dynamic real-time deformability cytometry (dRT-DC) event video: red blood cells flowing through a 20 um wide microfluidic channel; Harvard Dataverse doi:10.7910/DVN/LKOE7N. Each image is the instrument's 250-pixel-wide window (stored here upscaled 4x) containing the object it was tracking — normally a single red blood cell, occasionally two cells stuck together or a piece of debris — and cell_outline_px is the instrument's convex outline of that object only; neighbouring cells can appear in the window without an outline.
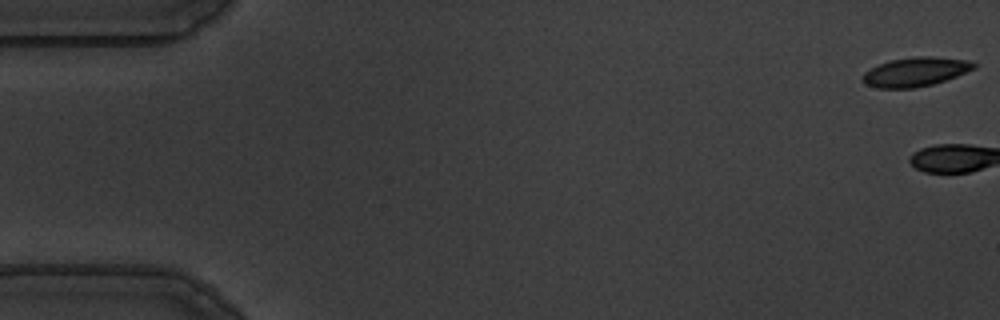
{"species": "common noctule bat (a hibernating species)", "species_latin": "Nyctalus noctula", "temperature_condition": "warm", "stored_images_in_passage": 3, "camera_frame_rate_fps": 3000, "um_per_image_px": 0.085, "animal": {"sex": "male", "body_mass_g": 19.5, "forearm_length_mm": 54.6}, "frame": {"image": 1, "passage_image": 1, "time_ms": 0.0, "image_size_px": [1000, 320], "cell_outline_px": [[976, 68], [956, 76], [932, 84], [916, 88], [880, 88], [864, 84], [860, 80], [864, 72], [888, 60], [916, 56], [932, 56], [968, 60], [976, 64]], "centroid_in_image_um": [77.79, 6.1], "position_along_channel_um": 7.2, "area_um2": 18.9}}